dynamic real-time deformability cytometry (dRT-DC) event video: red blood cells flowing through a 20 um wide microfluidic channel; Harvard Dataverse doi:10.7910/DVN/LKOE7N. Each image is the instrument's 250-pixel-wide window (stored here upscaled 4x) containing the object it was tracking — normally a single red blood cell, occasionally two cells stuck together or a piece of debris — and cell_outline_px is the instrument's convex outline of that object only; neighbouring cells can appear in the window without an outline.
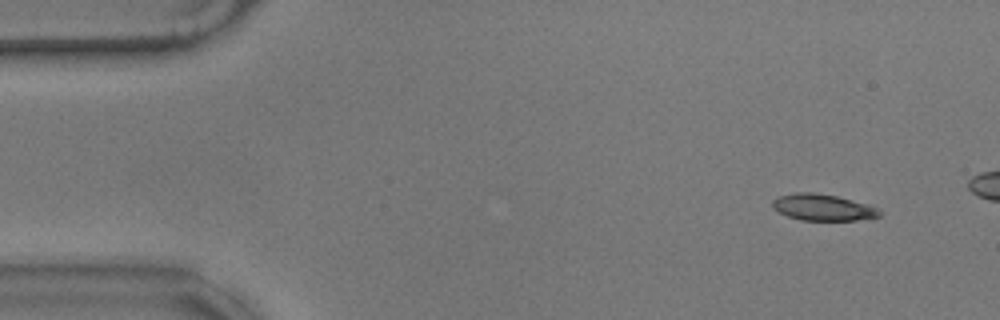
{"species": "common noctule bat (a hibernating species)", "species_latin": "Nyctalus noctula", "temperature_condition": "warm", "stored_images_in_passage": 16, "camera_frame_rate_fps": 3000, "um_per_image_px": 0.085, "animal": {"sex": "male", "body_mass_g": 17.9}, "frame": {"image": 1, "passage_image": 5, "time_ms": 1.333, "image_size_px": [1000, 320], "cell_outline_px": [[884, 212], [880, 216], [856, 220], [800, 220], [788, 216], [772, 208], [772, 200], [776, 196], [796, 192], [812, 192], [836, 196], [868, 204], [880, 208]], "centroid_in_image_um": [69.95, 17.62], "position_along_channel_um": 15.0, "area_um2": 16.65}}